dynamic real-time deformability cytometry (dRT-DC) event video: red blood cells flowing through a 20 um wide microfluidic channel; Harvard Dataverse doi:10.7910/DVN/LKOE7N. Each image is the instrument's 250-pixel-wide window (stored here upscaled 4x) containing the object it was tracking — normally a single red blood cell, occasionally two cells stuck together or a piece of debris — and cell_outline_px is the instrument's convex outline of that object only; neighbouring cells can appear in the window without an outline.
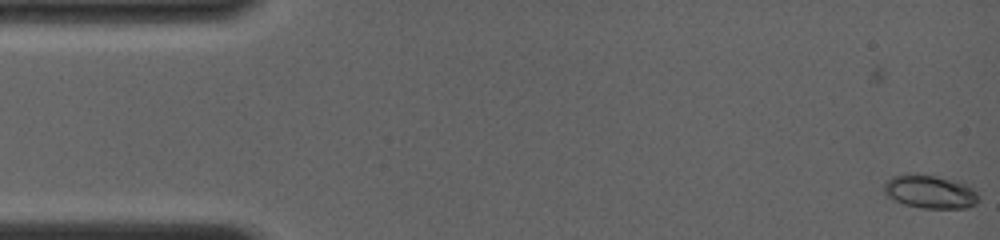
{"species": "common noctule bat (a hibernating species)", "species_latin": "Nyctalus noctula", "temperature_condition": "room temperature", "stored_images_in_passage": 2, "camera_frame_rate_fps": 4000, "um_per_image_px": 0.085, "animal": {"sex": "female", "body_mass_g": 19.0, "forearm_length_mm": 56.7}, "frame": {"image": 1, "passage_image": 2, "time_ms": 0.25, "image_size_px": [1000, 240], "cell_outline_px": [[980, 200], [976, 204], [968, 208], [920, 208], [904, 204], [888, 196], [884, 192], [884, 184], [892, 176], [936, 176], [960, 180], [968, 184], [980, 196]], "centroid_in_image_um": [79.15, 16.33], "position_along_channel_um": 5.8, "area_um2": 18.21}}